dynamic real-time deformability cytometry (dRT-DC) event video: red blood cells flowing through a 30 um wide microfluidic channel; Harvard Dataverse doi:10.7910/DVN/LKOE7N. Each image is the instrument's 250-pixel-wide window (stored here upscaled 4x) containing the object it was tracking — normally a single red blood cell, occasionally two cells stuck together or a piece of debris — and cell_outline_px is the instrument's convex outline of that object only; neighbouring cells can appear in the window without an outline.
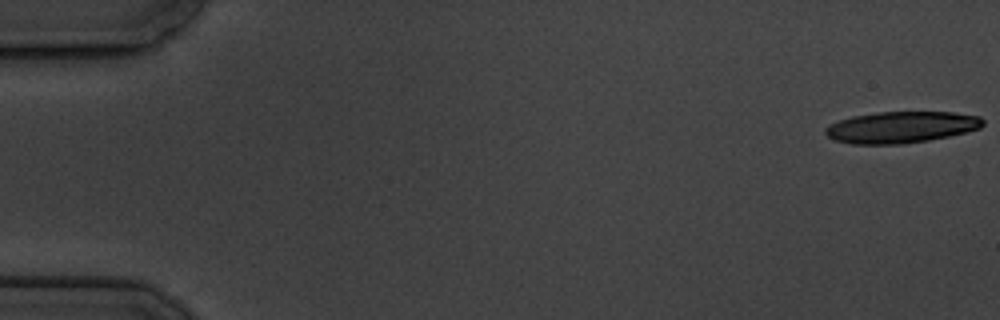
{"species": "common noctule bat (a hibernating species)", "species_latin": "Nyctalus noctula", "temperature_condition": "cold", "stored_images_in_passage": 5, "camera_frame_rate_fps": 3000, "um_per_image_px": 0.085, "animal": {"sex": "male", "body_mass_g": 19.5, "forearm_length_mm": 54.6}, "frame": {"image": 1, "passage_image": 1, "time_ms": 0.0, "image_size_px": [1000, 320], "cell_outline_px": [[984, 124], [980, 128], [948, 136], [928, 140], [900, 144], [852, 144], [836, 140], [828, 136], [824, 132], [824, 128], [828, 124], [852, 116], [880, 112], [952, 112], [980, 116], [984, 120]], "centroid_in_image_um": [76.59, 10.81], "position_along_channel_um": 8.4, "area_um2": 28.78}}